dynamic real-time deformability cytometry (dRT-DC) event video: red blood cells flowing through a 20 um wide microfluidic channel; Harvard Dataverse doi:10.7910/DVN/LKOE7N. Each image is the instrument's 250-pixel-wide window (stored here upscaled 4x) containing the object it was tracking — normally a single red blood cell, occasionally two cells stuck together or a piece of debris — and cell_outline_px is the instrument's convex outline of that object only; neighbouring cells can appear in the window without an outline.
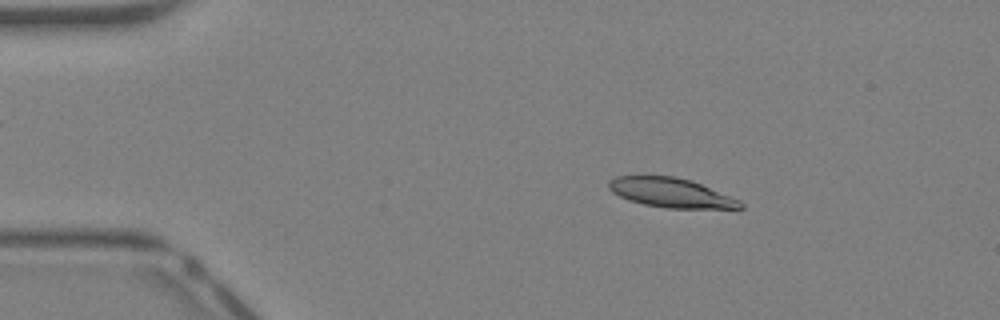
{"species": "Egyptian fruit bat (a non-hibernating species)", "species_latin": "Rousettus aegyptiacus", "temperature_condition": "warm", "stored_images_in_passage": 41, "camera_frame_rate_fps": 3000, "um_per_image_px": 0.085, "animal": {"sex": "female"}, "frame": {"image": 1, "passage_image": 7, "time_ms": 2.0, "image_size_px": [1000, 320], "cell_outline_px": [[744, 208], [664, 208], [644, 204], [628, 200], [612, 192], [608, 188], [608, 180], [616, 176], [676, 176], [692, 180], [740, 200], [744, 204]], "centroid_in_image_um": [57.02, 16.38], "position_along_channel_um": 28.0, "area_um2": 22.6}}
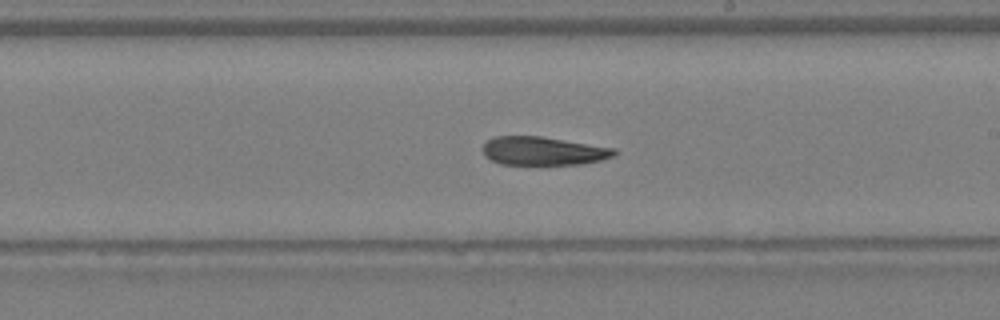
{"frame": {"image": 2, "passage_image": 24, "time_ms": 7.667, "image_size_px": [1000, 320], "cell_outline_px": [[616, 152], [612, 156], [600, 160], [580, 164], [500, 164], [484, 156], [484, 144], [488, 140], [496, 136], [540, 136], [616, 148]], "centroid_in_image_um": [46.16, 12.83], "position_along_channel_um": 242.8, "area_um2": 21.56}}
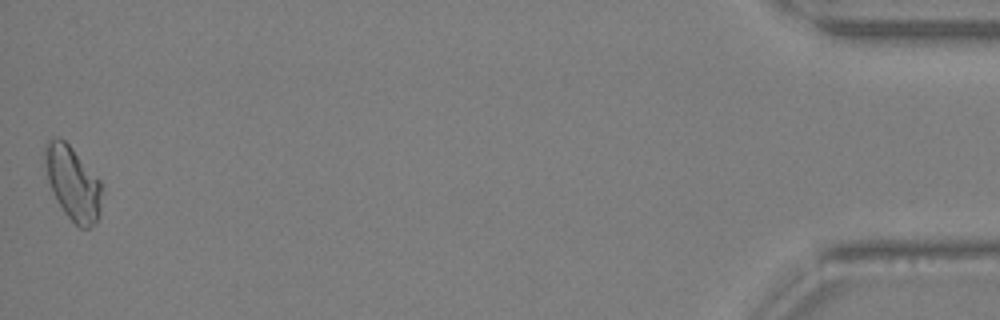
{"frame": {"image": 3, "passage_image": 41, "time_ms": 13.333, "image_size_px": [1000, 320], "cell_outline_px": [[100, 212], [96, 220], [88, 228], [80, 228], [64, 212], [48, 180], [44, 164], [44, 144], [52, 136], [60, 136], [72, 148], [100, 180]], "centroid_in_image_um": [6.15, 15.5], "position_along_channel_um": 429.1, "area_um2": 23.99}, "authors_computed_cell_mechanics": {"area_um2": 23.12, "velocity_mm_per_s": 4.971, "shape_relaxation_time_tau1_ms": 5.7151, "shape_relaxation_time_tau2_ms": 10.5465, "deformation_change_tau1": 0.1911, "deformation_change_tau2": 0.2353}}